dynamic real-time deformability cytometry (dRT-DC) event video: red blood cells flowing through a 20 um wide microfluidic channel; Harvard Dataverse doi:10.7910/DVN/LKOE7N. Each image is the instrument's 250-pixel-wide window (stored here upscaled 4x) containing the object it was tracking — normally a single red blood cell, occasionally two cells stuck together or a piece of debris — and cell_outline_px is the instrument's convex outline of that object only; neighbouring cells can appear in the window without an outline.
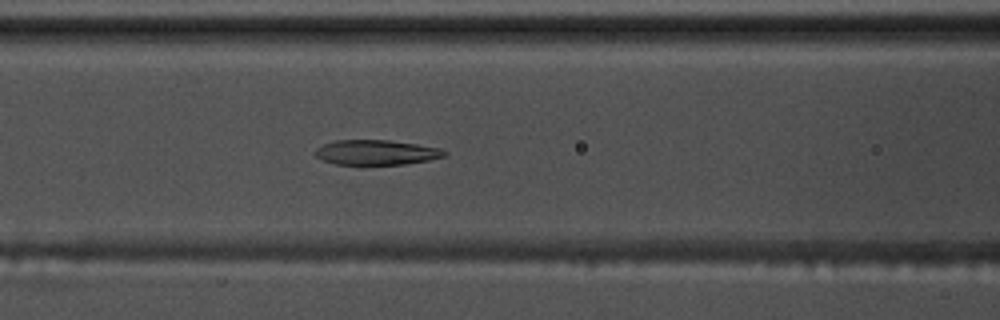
{"species": "common noctule bat (a hibernating species)", "species_latin": "Nyctalus noctula", "temperature_condition": "warm", "stored_images_in_passage": 44, "camera_frame_rate_fps": 3000, "um_per_image_px": 0.085, "animal": {"sex": "male", "body_mass_g": 17.5, "forearm_length_mm": 52.3}, "frame": {"image": 1, "passage_image": 11, "time_ms": 3.333, "image_size_px": [1000, 320], "cell_outline_px": [[448, 156], [428, 160], [404, 164], [336, 164], [324, 160], [316, 156], [316, 148], [324, 144], [336, 140], [388, 140], [416, 144], [440, 148], [448, 152]], "centroid_in_image_um": [32.03, 12.95], "position_along_channel_um": 134.6, "area_um2": 18.61}}
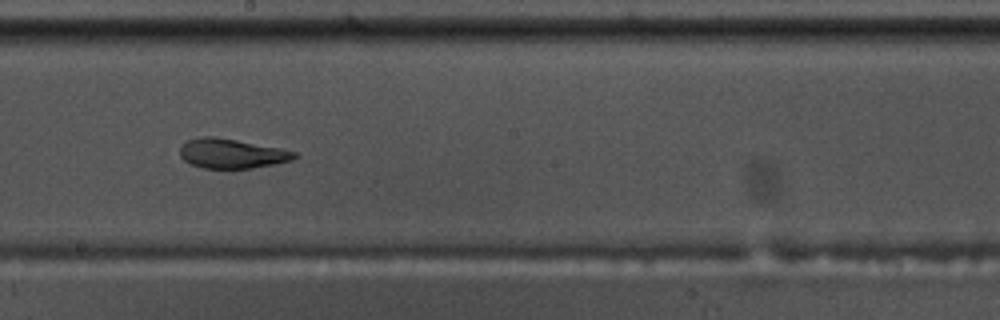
{"frame": {"image": 2, "passage_image": 19, "time_ms": 6.0, "image_size_px": [1000, 320], "cell_outline_px": [[296, 156], [292, 160], [252, 168], [204, 168], [192, 164], [184, 160], [180, 156], [180, 148], [188, 140], [204, 136], [212, 136], [236, 140], [280, 148], [296, 152]], "centroid_in_image_um": [19.68, 13.05], "position_along_channel_um": 228.5, "area_um2": 19.36}}
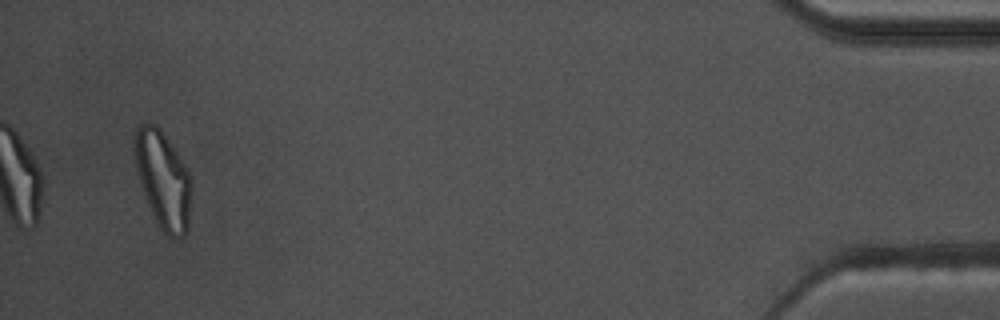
{"frame": {"image": 3, "passage_image": 42, "time_ms": 13.667, "image_size_px": [1000, 320], "cell_outline_px": [[192, 188], [188, 228], [180, 236], [172, 240], [160, 228], [148, 204], [140, 184], [136, 168], [132, 140], [136, 128], [140, 124], [156, 124], [160, 128], [184, 164], [192, 180]], "centroid_in_image_um": [13.85, 15.26], "position_along_channel_um": 421.4, "area_um2": 32.19}, "authors_computed_cell_mechanics": {"area_um2": 20.2011, "velocity_mm_per_s": 3.5377, "shape_relaxation_time_tau1_ms": 8.6905, "shape_relaxation_time_tau2_ms": 2.4573, "deformation_change_tau1": 0.2611, "deformation_change_tau2": 0.0947}}